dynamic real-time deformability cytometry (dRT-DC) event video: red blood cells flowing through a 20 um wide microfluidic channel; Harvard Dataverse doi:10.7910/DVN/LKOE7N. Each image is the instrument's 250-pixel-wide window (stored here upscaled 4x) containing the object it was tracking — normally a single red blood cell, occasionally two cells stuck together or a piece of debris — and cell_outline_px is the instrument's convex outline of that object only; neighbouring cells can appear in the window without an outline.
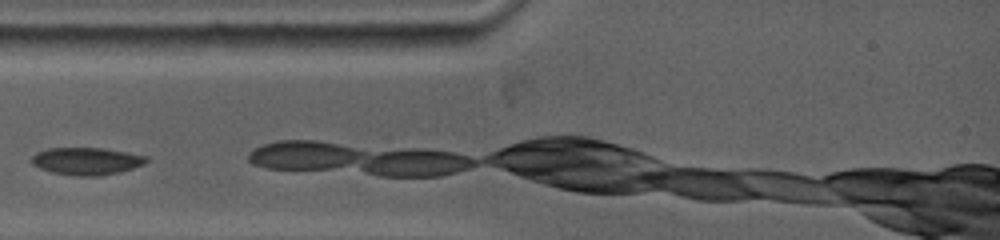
{"species": "common noctule bat (a hibernating species)", "species_latin": "Nyctalus noctula", "temperature_condition": "warm", "stored_images_in_passage": 24, "camera_frame_rate_fps": 5000, "um_per_image_px": 0.085, "animal": {"sex": "female", "body_mass_g": 19.0, "forearm_length_mm": 53.3}, "frame": {"image": 1, "passage_image": 1, "time_ms": 0.0, "image_size_px": [1000, 240], "cell_outline_px": [[148, 160], [144, 164], [120, 172], [100, 176], [72, 176], [52, 172], [40, 168], [32, 164], [32, 156], [36, 152], [48, 148], [100, 148], [128, 152], [148, 156]], "centroid_in_image_um": [7.36, 13.7], "position_along_channel_um": 77.6, "area_um2": 18.38}}